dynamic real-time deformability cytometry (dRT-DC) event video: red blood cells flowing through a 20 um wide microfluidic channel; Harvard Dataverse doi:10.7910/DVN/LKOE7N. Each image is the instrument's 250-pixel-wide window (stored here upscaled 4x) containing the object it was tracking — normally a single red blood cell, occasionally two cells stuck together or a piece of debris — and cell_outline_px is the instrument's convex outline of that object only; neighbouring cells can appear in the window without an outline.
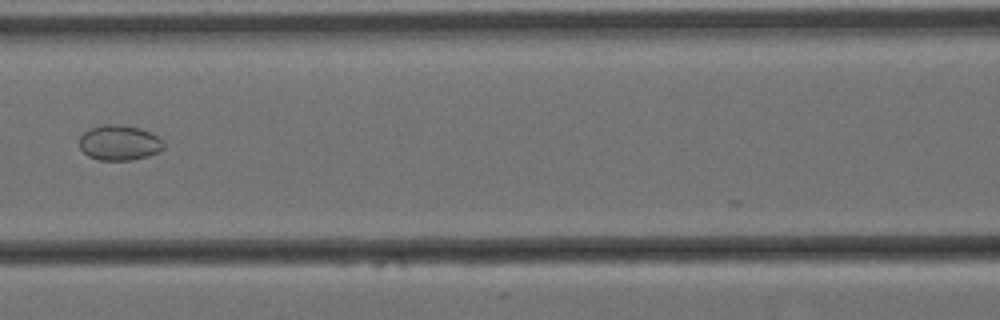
{"species": "Egyptian fruit bat (a non-hibernating species)", "species_latin": "Rousettus aegyptiacus", "temperature_condition": "cold", "stored_images_in_passage": 11, "camera_frame_rate_fps": 3000, "um_per_image_px": 0.085, "animal": {"sex": "female"}, "frame": {"image": 1, "passage_image": 7, "time_ms": 2.0, "image_size_px": [1000, 320], "cell_outline_px": [[164, 148], [148, 156], [132, 160], [100, 160], [88, 156], [80, 148], [80, 136], [88, 128], [104, 124], [120, 124], [140, 128], [160, 136], [164, 140]], "centroid_in_image_um": [10.16, 12.12], "position_along_channel_um": 156.4, "area_um2": 17.51}}
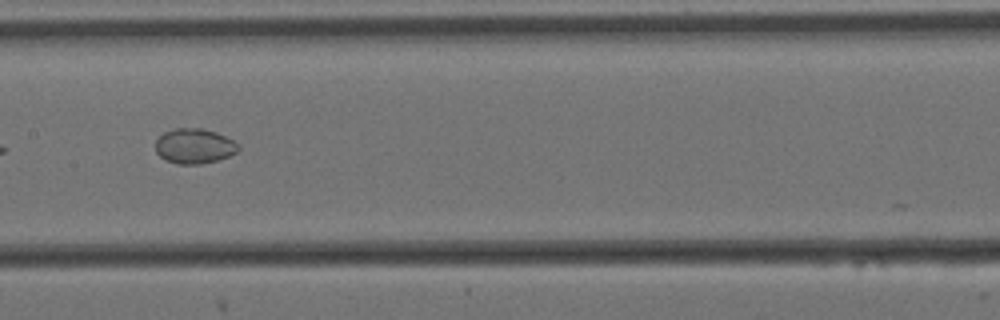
{"frame": {"image": 2, "passage_image": 8, "time_ms": 2.333, "image_size_px": [1000, 320], "cell_outline_px": [[240, 148], [236, 152], [228, 156], [216, 160], [200, 164], [176, 164], [164, 160], [156, 152], [156, 140], [164, 132], [176, 128], [200, 128], [216, 132], [240, 144]], "centroid_in_image_um": [16.5, 12.42], "position_along_channel_um": 190.9, "area_um2": 16.88}}
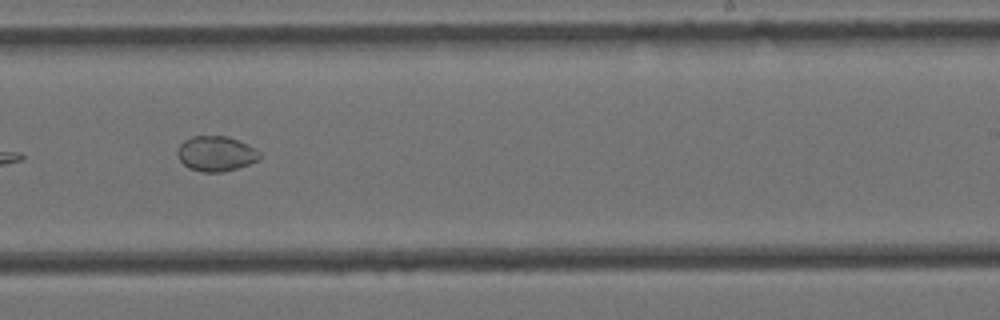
{"frame": {"image": 3, "passage_image": 10, "time_ms": 3.0, "image_size_px": [1000, 320], "cell_outline_px": [[260, 160], [236, 168], [220, 172], [204, 172], [188, 168], [176, 156], [176, 152], [180, 144], [184, 140], [192, 136], [228, 136], [248, 144], [256, 148], [260, 152]], "centroid_in_image_um": [18.35, 13.05], "position_along_channel_um": 270.6, "area_um2": 16.94}}